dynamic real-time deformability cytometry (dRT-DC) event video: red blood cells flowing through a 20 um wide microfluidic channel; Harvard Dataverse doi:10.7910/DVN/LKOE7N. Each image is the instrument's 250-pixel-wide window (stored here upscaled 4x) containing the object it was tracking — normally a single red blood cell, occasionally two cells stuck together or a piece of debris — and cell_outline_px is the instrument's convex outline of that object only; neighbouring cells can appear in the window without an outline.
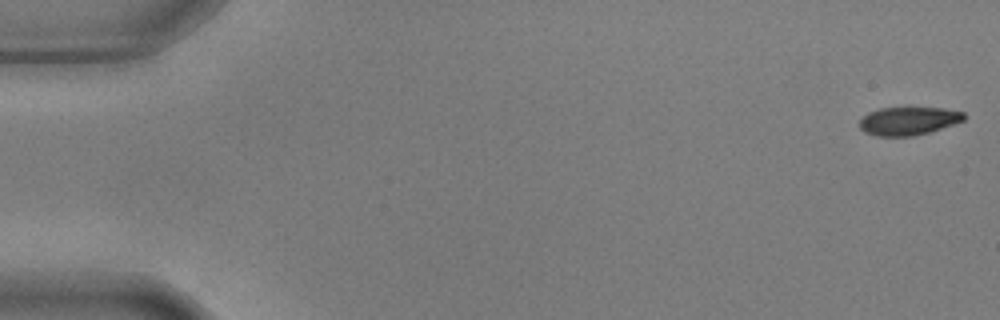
{"species": "common noctule bat (a hibernating species)", "species_latin": "Nyctalus noctula", "temperature_condition": "warm", "stored_images_in_passage": 56, "camera_frame_rate_fps": 3000, "um_per_image_px": 0.085, "animal": {"sex": "male", "body_mass_g": 17.9, "forearm_length_mm": 54.2}, "frame": {"image": 1, "passage_image": 1, "time_ms": 0.0, "image_size_px": [1000, 320], "cell_outline_px": [[964, 120], [928, 132], [912, 136], [876, 136], [864, 132], [860, 128], [860, 120], [868, 112], [880, 108], [904, 104], [944, 108], [964, 112]], "centroid_in_image_um": [77.19, 10.21], "position_along_channel_um": 7.8, "area_um2": 17.86}}
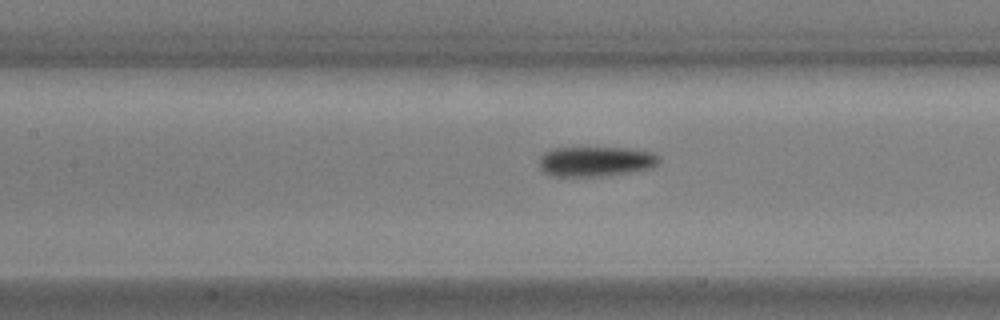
{"frame": {"image": 2, "passage_image": 25, "time_ms": 8.0, "image_size_px": [1000, 320], "cell_outline_px": [[660, 160], [652, 168], [628, 172], [600, 176], [548, 176], [540, 168], [540, 156], [544, 152], [552, 148], [624, 148], [652, 152]], "centroid_in_image_um": [50.58, 13.72], "position_along_channel_um": 156.8, "area_um2": 20.75}}
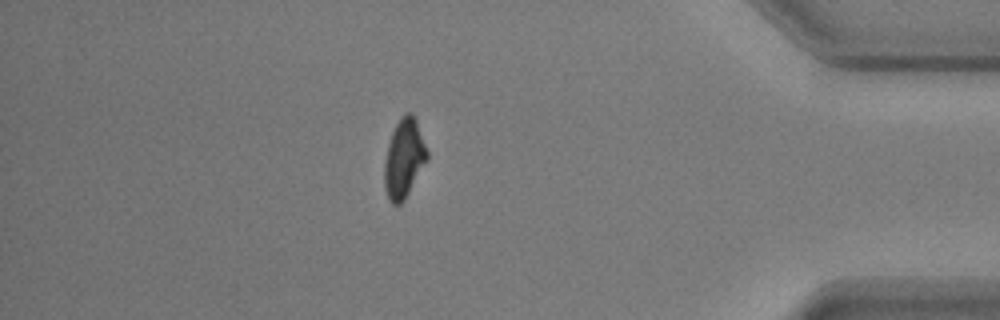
{"frame": {"image": 3, "passage_image": 48, "time_ms": 15.667, "image_size_px": [1000, 320], "cell_outline_px": [[428, 160], [404, 200], [400, 204], [392, 204], [388, 200], [384, 188], [384, 160], [388, 144], [392, 132], [400, 116], [404, 112], [412, 112], [416, 120], [428, 152]], "centroid_in_image_um": [34.33, 13.47], "position_along_channel_um": 400.9, "area_um2": 19.83}}